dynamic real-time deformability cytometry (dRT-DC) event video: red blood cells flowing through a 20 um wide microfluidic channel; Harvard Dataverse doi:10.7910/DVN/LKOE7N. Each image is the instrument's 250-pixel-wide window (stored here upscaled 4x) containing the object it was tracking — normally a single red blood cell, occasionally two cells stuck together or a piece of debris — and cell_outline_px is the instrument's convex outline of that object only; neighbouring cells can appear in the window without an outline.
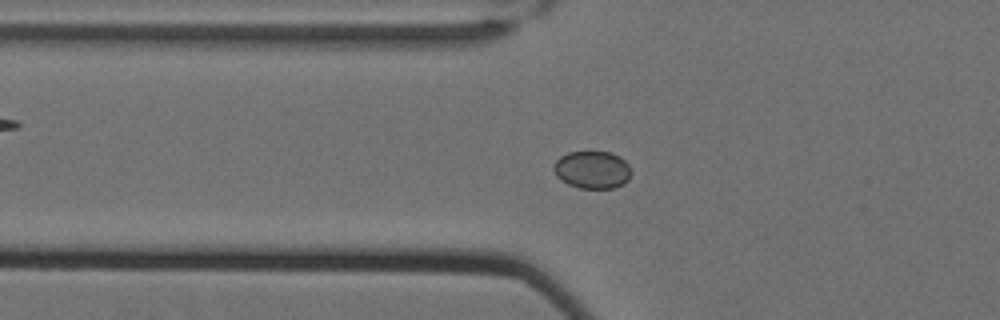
{"species": "Egyptian fruit bat (a non-hibernating species)", "species_latin": "Rousettus aegyptiacus", "temperature_condition": "cold", "stored_images_in_passage": 49, "camera_frame_rate_fps": 3000, "um_per_image_px": 0.085, "animal": {"sex": "female"}, "frame": {"image": 1, "passage_image": 23, "time_ms": 7.333, "image_size_px": [1000, 320], "cell_outline_px": [[632, 172], [628, 180], [624, 184], [616, 188], [580, 188], [568, 184], [560, 180], [556, 176], [552, 168], [552, 164], [560, 156], [568, 152], [612, 152], [620, 156], [628, 164]], "centroid_in_image_um": [50.33, 14.43], "position_along_channel_um": 75.5, "area_um2": 17.28}}
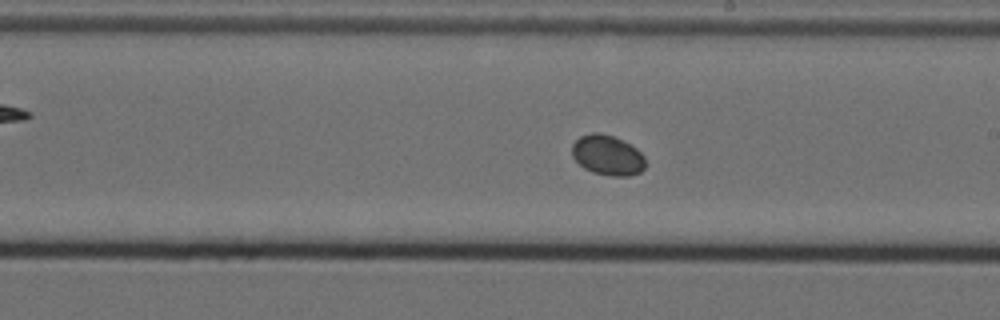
{"frame": {"image": 2, "passage_image": 37, "time_ms": 12.0, "image_size_px": [1000, 320], "cell_outline_px": [[644, 168], [640, 172], [628, 176], [612, 176], [592, 172], [584, 168], [572, 156], [572, 144], [580, 136], [592, 132], [600, 132], [612, 136], [636, 148], [644, 156]], "centroid_in_image_um": [51.61, 13.19], "position_along_channel_um": 237.4, "area_um2": 16.99}}
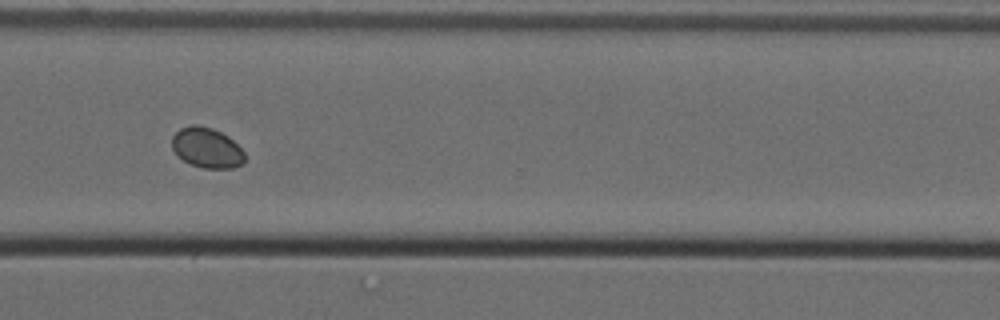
{"frame": {"image": 3, "passage_image": 47, "time_ms": 15.333, "image_size_px": [1000, 320], "cell_outline_px": [[244, 160], [240, 164], [232, 168], [204, 168], [192, 164], [184, 160], [172, 148], [172, 136], [180, 128], [192, 124], [200, 124], [212, 128], [228, 136], [244, 152]], "centroid_in_image_um": [17.56, 12.53], "position_along_channel_um": 353.0, "area_um2": 16.82}}